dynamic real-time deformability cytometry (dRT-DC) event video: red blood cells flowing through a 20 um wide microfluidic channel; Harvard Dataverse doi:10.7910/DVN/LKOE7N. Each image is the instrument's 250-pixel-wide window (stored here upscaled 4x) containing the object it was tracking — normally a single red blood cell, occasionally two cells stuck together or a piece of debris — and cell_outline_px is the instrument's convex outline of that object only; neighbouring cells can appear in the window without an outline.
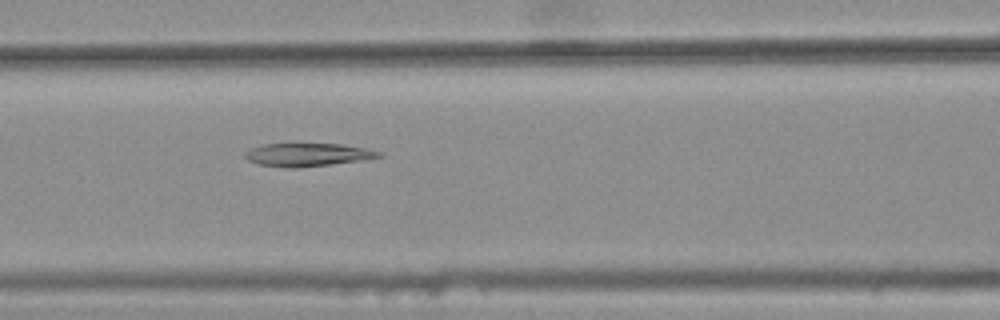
{"species": "common noctule bat (a hibernating species)", "species_latin": "Nyctalus noctula", "temperature_condition": "warm", "stored_images_in_passage": 36, "camera_frame_rate_fps": 3000, "um_per_image_px": 0.085, "animal": {"sex": "female", "body_mass_g": 25.1}, "frame": {"image": 1, "passage_image": 11, "time_ms": 3.333, "image_size_px": [1000, 320], "cell_outline_px": [[384, 156], [360, 160], [332, 164], [296, 168], [288, 168], [256, 164], [248, 160], [244, 156], [244, 152], [248, 148], [260, 144], [288, 140], [340, 144], [364, 148], [384, 152]], "centroid_in_image_um": [26.04, 13.09], "position_along_channel_um": 140.6, "area_um2": 19.31}}
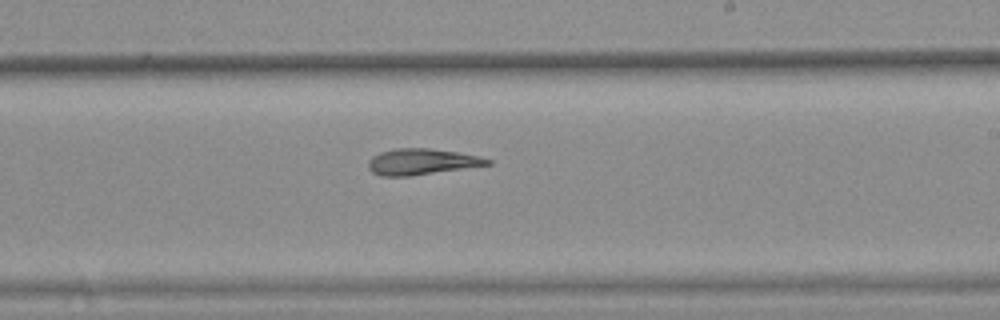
{"frame": {"image": 2, "passage_image": 20, "time_ms": 6.333, "image_size_px": [1000, 320], "cell_outline_px": [[492, 164], [412, 176], [380, 176], [372, 172], [368, 168], [368, 160], [372, 156], [380, 152], [396, 148], [432, 148], [480, 156], [492, 160]], "centroid_in_image_um": [35.83, 13.75], "position_along_channel_um": 253.2, "area_um2": 18.21}}
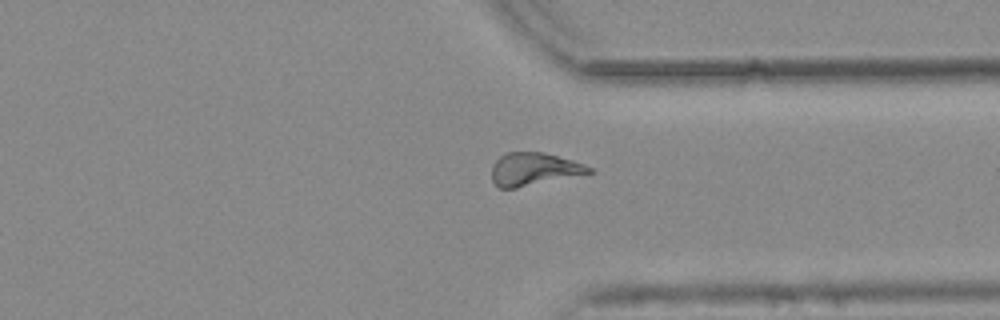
{"frame": {"image": 3, "passage_image": 29, "time_ms": 9.333, "image_size_px": [1000, 320], "cell_outline_px": [[596, 172], [516, 188], [500, 188], [492, 180], [492, 164], [500, 156], [508, 152], [540, 152], [572, 160], [584, 164], [592, 168]], "centroid_in_image_um": [45.38, 14.38], "position_along_channel_um": 366.0, "area_um2": 18.5}, "authors_computed_cell_mechanics": {"area_um2": 18.4671, "velocity_mm_per_s": 3.7716, "shape_relaxation_time_tau1_ms": null, "shape_relaxation_time_tau2_ms": 8.3625, "deformation_change_tau1": null, "deformation_change_tau2": 0.1613}}